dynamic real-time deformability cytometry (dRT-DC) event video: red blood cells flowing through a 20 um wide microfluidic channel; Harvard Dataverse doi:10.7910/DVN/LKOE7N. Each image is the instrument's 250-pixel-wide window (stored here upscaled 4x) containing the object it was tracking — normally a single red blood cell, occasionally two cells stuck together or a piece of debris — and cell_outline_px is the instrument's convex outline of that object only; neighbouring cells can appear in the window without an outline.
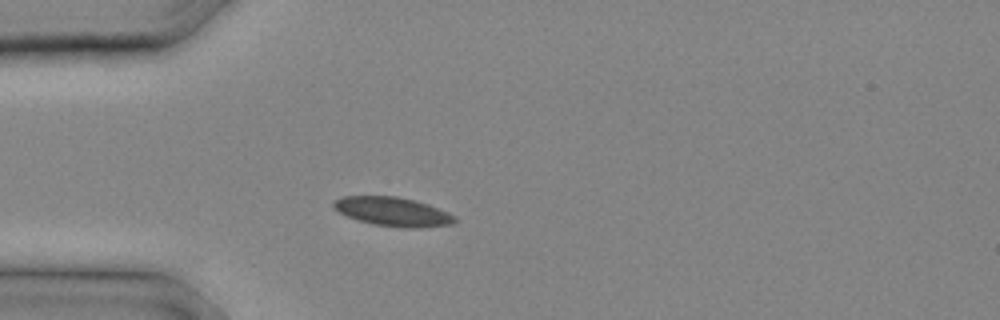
{"species": "common noctule bat (a hibernating species)", "species_latin": "Nyctalus noctula", "temperature_condition": "cold", "stored_images_in_passage": 11, "camera_frame_rate_fps": 3000, "um_per_image_px": 0.085, "animal": {"sex": "male", "body_mass_g": 20.4}, "frame": {"image": 1, "passage_image": 4, "time_ms": 1.0, "image_size_px": [1000, 320], "cell_outline_px": [[460, 220], [452, 224], [420, 228], [404, 228], [372, 224], [348, 216], [332, 208], [332, 204], [336, 200], [344, 196], [396, 196], [428, 204], [448, 212], [456, 216]], "centroid_in_image_um": [33.44, 18.0], "position_along_channel_um": 51.6, "area_um2": 20.46}}
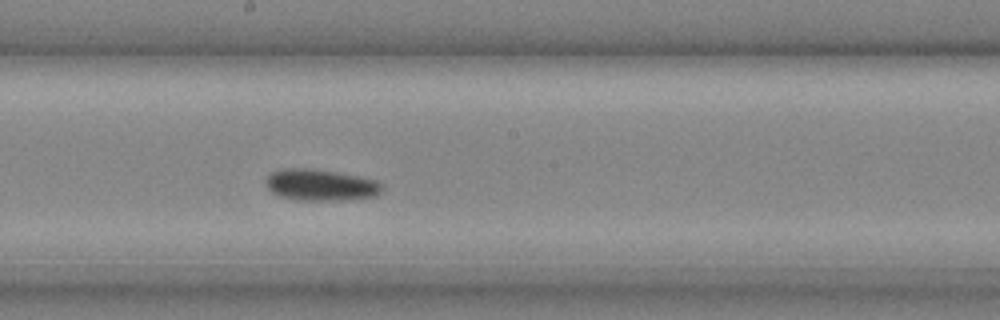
{"frame": {"image": 2, "passage_image": 11, "time_ms": 3.333, "image_size_px": [1000, 320], "cell_outline_px": [[384, 188], [376, 196], [352, 200], [296, 200], [280, 196], [272, 192], [264, 184], [268, 176], [272, 172], [280, 168], [312, 168], [336, 172], [376, 180], [384, 184]], "centroid_in_image_um": [27.26, 15.72], "position_along_channel_um": 220.9, "area_um2": 21.56}}